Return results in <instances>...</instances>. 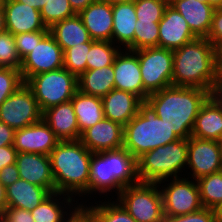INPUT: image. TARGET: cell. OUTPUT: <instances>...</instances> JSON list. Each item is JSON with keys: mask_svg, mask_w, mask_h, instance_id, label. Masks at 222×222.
Instances as JSON below:
<instances>
[{"mask_svg": "<svg viewBox=\"0 0 222 222\" xmlns=\"http://www.w3.org/2000/svg\"><path fill=\"white\" fill-rule=\"evenodd\" d=\"M121 49L111 41L95 40L86 56L87 70L113 65L116 55Z\"/></svg>", "mask_w": 222, "mask_h": 222, "instance_id": "obj_32", "label": "cell"}, {"mask_svg": "<svg viewBox=\"0 0 222 222\" xmlns=\"http://www.w3.org/2000/svg\"><path fill=\"white\" fill-rule=\"evenodd\" d=\"M48 33L49 31H35L14 35L16 50L20 59L22 60L29 54L36 43H39Z\"/></svg>", "mask_w": 222, "mask_h": 222, "instance_id": "obj_40", "label": "cell"}, {"mask_svg": "<svg viewBox=\"0 0 222 222\" xmlns=\"http://www.w3.org/2000/svg\"><path fill=\"white\" fill-rule=\"evenodd\" d=\"M220 156H221V169H222V141L220 142Z\"/></svg>", "mask_w": 222, "mask_h": 222, "instance_id": "obj_57", "label": "cell"}, {"mask_svg": "<svg viewBox=\"0 0 222 222\" xmlns=\"http://www.w3.org/2000/svg\"><path fill=\"white\" fill-rule=\"evenodd\" d=\"M49 33L64 52L68 48L92 40L78 14L55 23L49 28Z\"/></svg>", "mask_w": 222, "mask_h": 222, "instance_id": "obj_28", "label": "cell"}, {"mask_svg": "<svg viewBox=\"0 0 222 222\" xmlns=\"http://www.w3.org/2000/svg\"><path fill=\"white\" fill-rule=\"evenodd\" d=\"M83 204L85 203L81 202L76 205L72 212L65 218L64 222H96L93 212L86 204Z\"/></svg>", "mask_w": 222, "mask_h": 222, "instance_id": "obj_44", "label": "cell"}, {"mask_svg": "<svg viewBox=\"0 0 222 222\" xmlns=\"http://www.w3.org/2000/svg\"><path fill=\"white\" fill-rule=\"evenodd\" d=\"M116 201L136 222H163V198L158 183L139 182L122 189Z\"/></svg>", "mask_w": 222, "mask_h": 222, "instance_id": "obj_7", "label": "cell"}, {"mask_svg": "<svg viewBox=\"0 0 222 222\" xmlns=\"http://www.w3.org/2000/svg\"><path fill=\"white\" fill-rule=\"evenodd\" d=\"M115 89L130 92L146 101L138 56L134 51L121 49L113 63Z\"/></svg>", "mask_w": 222, "mask_h": 222, "instance_id": "obj_14", "label": "cell"}, {"mask_svg": "<svg viewBox=\"0 0 222 222\" xmlns=\"http://www.w3.org/2000/svg\"><path fill=\"white\" fill-rule=\"evenodd\" d=\"M217 77L214 45L207 38H196L173 50L172 86L210 91Z\"/></svg>", "mask_w": 222, "mask_h": 222, "instance_id": "obj_4", "label": "cell"}, {"mask_svg": "<svg viewBox=\"0 0 222 222\" xmlns=\"http://www.w3.org/2000/svg\"><path fill=\"white\" fill-rule=\"evenodd\" d=\"M169 5L187 21L197 38H207L211 27L214 8L198 0H169Z\"/></svg>", "mask_w": 222, "mask_h": 222, "instance_id": "obj_22", "label": "cell"}, {"mask_svg": "<svg viewBox=\"0 0 222 222\" xmlns=\"http://www.w3.org/2000/svg\"><path fill=\"white\" fill-rule=\"evenodd\" d=\"M112 13V42L120 48L134 51V32L137 23L134 2L112 5Z\"/></svg>", "mask_w": 222, "mask_h": 222, "instance_id": "obj_24", "label": "cell"}, {"mask_svg": "<svg viewBox=\"0 0 222 222\" xmlns=\"http://www.w3.org/2000/svg\"><path fill=\"white\" fill-rule=\"evenodd\" d=\"M59 141L49 125L41 119L30 126L15 130L13 147L17 153L27 152L49 156Z\"/></svg>", "mask_w": 222, "mask_h": 222, "instance_id": "obj_15", "label": "cell"}, {"mask_svg": "<svg viewBox=\"0 0 222 222\" xmlns=\"http://www.w3.org/2000/svg\"><path fill=\"white\" fill-rule=\"evenodd\" d=\"M74 199L75 197L65 193H51L30 212L35 222H64L76 207L75 205L79 204Z\"/></svg>", "mask_w": 222, "mask_h": 222, "instance_id": "obj_26", "label": "cell"}, {"mask_svg": "<svg viewBox=\"0 0 222 222\" xmlns=\"http://www.w3.org/2000/svg\"><path fill=\"white\" fill-rule=\"evenodd\" d=\"M80 134L104 118L103 104L100 97L86 95L79 90L71 99Z\"/></svg>", "mask_w": 222, "mask_h": 222, "instance_id": "obj_29", "label": "cell"}, {"mask_svg": "<svg viewBox=\"0 0 222 222\" xmlns=\"http://www.w3.org/2000/svg\"><path fill=\"white\" fill-rule=\"evenodd\" d=\"M198 1H201V2H204V3H208V0H198Z\"/></svg>", "mask_w": 222, "mask_h": 222, "instance_id": "obj_58", "label": "cell"}, {"mask_svg": "<svg viewBox=\"0 0 222 222\" xmlns=\"http://www.w3.org/2000/svg\"><path fill=\"white\" fill-rule=\"evenodd\" d=\"M139 182L138 159L126 148L92 153L88 197L89 194L90 197L94 193L101 196L112 191L118 195L125 187Z\"/></svg>", "mask_w": 222, "mask_h": 222, "instance_id": "obj_2", "label": "cell"}, {"mask_svg": "<svg viewBox=\"0 0 222 222\" xmlns=\"http://www.w3.org/2000/svg\"><path fill=\"white\" fill-rule=\"evenodd\" d=\"M103 1H106L110 3L111 5H115V4L124 3V2H134L135 0H103Z\"/></svg>", "mask_w": 222, "mask_h": 222, "instance_id": "obj_56", "label": "cell"}, {"mask_svg": "<svg viewBox=\"0 0 222 222\" xmlns=\"http://www.w3.org/2000/svg\"><path fill=\"white\" fill-rule=\"evenodd\" d=\"M42 119L60 141L79 140L81 137L71 100L44 110Z\"/></svg>", "mask_w": 222, "mask_h": 222, "instance_id": "obj_21", "label": "cell"}, {"mask_svg": "<svg viewBox=\"0 0 222 222\" xmlns=\"http://www.w3.org/2000/svg\"><path fill=\"white\" fill-rule=\"evenodd\" d=\"M94 1L96 0H69V3L74 12L78 14L83 9H86Z\"/></svg>", "mask_w": 222, "mask_h": 222, "instance_id": "obj_50", "label": "cell"}, {"mask_svg": "<svg viewBox=\"0 0 222 222\" xmlns=\"http://www.w3.org/2000/svg\"><path fill=\"white\" fill-rule=\"evenodd\" d=\"M7 207L6 187L0 182V215Z\"/></svg>", "mask_w": 222, "mask_h": 222, "instance_id": "obj_51", "label": "cell"}, {"mask_svg": "<svg viewBox=\"0 0 222 222\" xmlns=\"http://www.w3.org/2000/svg\"><path fill=\"white\" fill-rule=\"evenodd\" d=\"M209 97L222 109V75H218L212 84Z\"/></svg>", "mask_w": 222, "mask_h": 222, "instance_id": "obj_48", "label": "cell"}, {"mask_svg": "<svg viewBox=\"0 0 222 222\" xmlns=\"http://www.w3.org/2000/svg\"><path fill=\"white\" fill-rule=\"evenodd\" d=\"M107 200L87 206L93 212L96 222H136L116 200Z\"/></svg>", "mask_w": 222, "mask_h": 222, "instance_id": "obj_33", "label": "cell"}, {"mask_svg": "<svg viewBox=\"0 0 222 222\" xmlns=\"http://www.w3.org/2000/svg\"><path fill=\"white\" fill-rule=\"evenodd\" d=\"M64 51L48 33L32 51L21 60V76L24 83L31 77L40 73L63 68Z\"/></svg>", "mask_w": 222, "mask_h": 222, "instance_id": "obj_12", "label": "cell"}, {"mask_svg": "<svg viewBox=\"0 0 222 222\" xmlns=\"http://www.w3.org/2000/svg\"><path fill=\"white\" fill-rule=\"evenodd\" d=\"M187 166L191 171L188 177L194 180L222 171L220 142L189 137Z\"/></svg>", "mask_w": 222, "mask_h": 222, "instance_id": "obj_13", "label": "cell"}, {"mask_svg": "<svg viewBox=\"0 0 222 222\" xmlns=\"http://www.w3.org/2000/svg\"><path fill=\"white\" fill-rule=\"evenodd\" d=\"M40 13L47 28L76 14L69 0H47Z\"/></svg>", "mask_w": 222, "mask_h": 222, "instance_id": "obj_35", "label": "cell"}, {"mask_svg": "<svg viewBox=\"0 0 222 222\" xmlns=\"http://www.w3.org/2000/svg\"><path fill=\"white\" fill-rule=\"evenodd\" d=\"M51 193L43 187L19 179L6 187L8 207L32 211Z\"/></svg>", "mask_w": 222, "mask_h": 222, "instance_id": "obj_27", "label": "cell"}, {"mask_svg": "<svg viewBox=\"0 0 222 222\" xmlns=\"http://www.w3.org/2000/svg\"><path fill=\"white\" fill-rule=\"evenodd\" d=\"M134 52L138 56L143 87L149 94L172 86L173 50L152 47Z\"/></svg>", "mask_w": 222, "mask_h": 222, "instance_id": "obj_9", "label": "cell"}, {"mask_svg": "<svg viewBox=\"0 0 222 222\" xmlns=\"http://www.w3.org/2000/svg\"><path fill=\"white\" fill-rule=\"evenodd\" d=\"M191 136L222 141V109L210 97L199 110Z\"/></svg>", "mask_w": 222, "mask_h": 222, "instance_id": "obj_25", "label": "cell"}, {"mask_svg": "<svg viewBox=\"0 0 222 222\" xmlns=\"http://www.w3.org/2000/svg\"><path fill=\"white\" fill-rule=\"evenodd\" d=\"M180 139L147 102L139 105V111L125 126L123 147L137 159L144 153Z\"/></svg>", "mask_w": 222, "mask_h": 222, "instance_id": "obj_5", "label": "cell"}, {"mask_svg": "<svg viewBox=\"0 0 222 222\" xmlns=\"http://www.w3.org/2000/svg\"><path fill=\"white\" fill-rule=\"evenodd\" d=\"M207 39L214 46L222 41V8L214 9Z\"/></svg>", "mask_w": 222, "mask_h": 222, "instance_id": "obj_43", "label": "cell"}, {"mask_svg": "<svg viewBox=\"0 0 222 222\" xmlns=\"http://www.w3.org/2000/svg\"><path fill=\"white\" fill-rule=\"evenodd\" d=\"M95 40H91L90 42L75 45L71 48H68L64 52V65L63 67L67 69L70 73H73L77 77H79L83 72L87 70V58L88 52L92 43Z\"/></svg>", "mask_w": 222, "mask_h": 222, "instance_id": "obj_34", "label": "cell"}, {"mask_svg": "<svg viewBox=\"0 0 222 222\" xmlns=\"http://www.w3.org/2000/svg\"><path fill=\"white\" fill-rule=\"evenodd\" d=\"M0 222H35V220L28 210L7 207L0 215Z\"/></svg>", "mask_w": 222, "mask_h": 222, "instance_id": "obj_42", "label": "cell"}, {"mask_svg": "<svg viewBox=\"0 0 222 222\" xmlns=\"http://www.w3.org/2000/svg\"><path fill=\"white\" fill-rule=\"evenodd\" d=\"M208 98L209 91L202 88L170 86L149 94L146 101L180 139H188Z\"/></svg>", "mask_w": 222, "mask_h": 222, "instance_id": "obj_1", "label": "cell"}, {"mask_svg": "<svg viewBox=\"0 0 222 222\" xmlns=\"http://www.w3.org/2000/svg\"><path fill=\"white\" fill-rule=\"evenodd\" d=\"M78 15L92 40L112 42L113 13L110 3L96 0Z\"/></svg>", "mask_w": 222, "mask_h": 222, "instance_id": "obj_20", "label": "cell"}, {"mask_svg": "<svg viewBox=\"0 0 222 222\" xmlns=\"http://www.w3.org/2000/svg\"><path fill=\"white\" fill-rule=\"evenodd\" d=\"M17 150L13 145L0 147V170L16 162Z\"/></svg>", "mask_w": 222, "mask_h": 222, "instance_id": "obj_46", "label": "cell"}, {"mask_svg": "<svg viewBox=\"0 0 222 222\" xmlns=\"http://www.w3.org/2000/svg\"><path fill=\"white\" fill-rule=\"evenodd\" d=\"M4 31H6L5 11L1 2L0 3V33Z\"/></svg>", "mask_w": 222, "mask_h": 222, "instance_id": "obj_53", "label": "cell"}, {"mask_svg": "<svg viewBox=\"0 0 222 222\" xmlns=\"http://www.w3.org/2000/svg\"><path fill=\"white\" fill-rule=\"evenodd\" d=\"M124 126L103 118L86 129L80 137L81 143L92 153L123 147Z\"/></svg>", "mask_w": 222, "mask_h": 222, "instance_id": "obj_16", "label": "cell"}, {"mask_svg": "<svg viewBox=\"0 0 222 222\" xmlns=\"http://www.w3.org/2000/svg\"><path fill=\"white\" fill-rule=\"evenodd\" d=\"M187 155L188 139H178L144 153L138 158L140 181L158 183L181 177L187 167Z\"/></svg>", "mask_w": 222, "mask_h": 222, "instance_id": "obj_6", "label": "cell"}, {"mask_svg": "<svg viewBox=\"0 0 222 222\" xmlns=\"http://www.w3.org/2000/svg\"><path fill=\"white\" fill-rule=\"evenodd\" d=\"M163 183L165 185H162L160 190L163 198L164 217L190 214L203 207L196 180L194 181L192 178L190 180L189 177L184 176L158 182L160 186Z\"/></svg>", "mask_w": 222, "mask_h": 222, "instance_id": "obj_10", "label": "cell"}, {"mask_svg": "<svg viewBox=\"0 0 222 222\" xmlns=\"http://www.w3.org/2000/svg\"><path fill=\"white\" fill-rule=\"evenodd\" d=\"M22 84H24V81L20 70L0 67V105Z\"/></svg>", "mask_w": 222, "mask_h": 222, "instance_id": "obj_39", "label": "cell"}, {"mask_svg": "<svg viewBox=\"0 0 222 222\" xmlns=\"http://www.w3.org/2000/svg\"><path fill=\"white\" fill-rule=\"evenodd\" d=\"M203 207L214 209L222 203V171L196 180Z\"/></svg>", "mask_w": 222, "mask_h": 222, "instance_id": "obj_31", "label": "cell"}, {"mask_svg": "<svg viewBox=\"0 0 222 222\" xmlns=\"http://www.w3.org/2000/svg\"><path fill=\"white\" fill-rule=\"evenodd\" d=\"M215 67L218 75H222V41L214 46Z\"/></svg>", "mask_w": 222, "mask_h": 222, "instance_id": "obj_49", "label": "cell"}, {"mask_svg": "<svg viewBox=\"0 0 222 222\" xmlns=\"http://www.w3.org/2000/svg\"><path fill=\"white\" fill-rule=\"evenodd\" d=\"M15 164L20 179L46 188L50 193H55V182L48 155L20 152L17 153Z\"/></svg>", "mask_w": 222, "mask_h": 222, "instance_id": "obj_19", "label": "cell"}, {"mask_svg": "<svg viewBox=\"0 0 222 222\" xmlns=\"http://www.w3.org/2000/svg\"><path fill=\"white\" fill-rule=\"evenodd\" d=\"M15 130L0 121V147L13 145Z\"/></svg>", "mask_w": 222, "mask_h": 222, "instance_id": "obj_47", "label": "cell"}, {"mask_svg": "<svg viewBox=\"0 0 222 222\" xmlns=\"http://www.w3.org/2000/svg\"><path fill=\"white\" fill-rule=\"evenodd\" d=\"M25 83L33 91L42 112L70 101L78 91V77L64 67L31 76Z\"/></svg>", "mask_w": 222, "mask_h": 222, "instance_id": "obj_8", "label": "cell"}, {"mask_svg": "<svg viewBox=\"0 0 222 222\" xmlns=\"http://www.w3.org/2000/svg\"><path fill=\"white\" fill-rule=\"evenodd\" d=\"M19 171L15 163L7 165L0 170V182L8 187L19 180Z\"/></svg>", "mask_w": 222, "mask_h": 222, "instance_id": "obj_45", "label": "cell"}, {"mask_svg": "<svg viewBox=\"0 0 222 222\" xmlns=\"http://www.w3.org/2000/svg\"><path fill=\"white\" fill-rule=\"evenodd\" d=\"M91 157L80 140L59 141L49 154L55 192L87 197Z\"/></svg>", "mask_w": 222, "mask_h": 222, "instance_id": "obj_3", "label": "cell"}, {"mask_svg": "<svg viewBox=\"0 0 222 222\" xmlns=\"http://www.w3.org/2000/svg\"><path fill=\"white\" fill-rule=\"evenodd\" d=\"M42 111L33 91L22 84L0 105V121L14 130H19L39 122Z\"/></svg>", "mask_w": 222, "mask_h": 222, "instance_id": "obj_11", "label": "cell"}, {"mask_svg": "<svg viewBox=\"0 0 222 222\" xmlns=\"http://www.w3.org/2000/svg\"><path fill=\"white\" fill-rule=\"evenodd\" d=\"M16 1L34 7L35 9L40 11L43 8V6H45L47 0H16Z\"/></svg>", "mask_w": 222, "mask_h": 222, "instance_id": "obj_52", "label": "cell"}, {"mask_svg": "<svg viewBox=\"0 0 222 222\" xmlns=\"http://www.w3.org/2000/svg\"><path fill=\"white\" fill-rule=\"evenodd\" d=\"M6 31L13 35L35 31H49L39 10L16 0H2Z\"/></svg>", "mask_w": 222, "mask_h": 222, "instance_id": "obj_17", "label": "cell"}, {"mask_svg": "<svg viewBox=\"0 0 222 222\" xmlns=\"http://www.w3.org/2000/svg\"><path fill=\"white\" fill-rule=\"evenodd\" d=\"M208 4L211 5L214 9L222 8V0H208Z\"/></svg>", "mask_w": 222, "mask_h": 222, "instance_id": "obj_55", "label": "cell"}, {"mask_svg": "<svg viewBox=\"0 0 222 222\" xmlns=\"http://www.w3.org/2000/svg\"><path fill=\"white\" fill-rule=\"evenodd\" d=\"M196 38L184 17L168 4L159 21L158 47L175 50Z\"/></svg>", "mask_w": 222, "mask_h": 222, "instance_id": "obj_18", "label": "cell"}, {"mask_svg": "<svg viewBox=\"0 0 222 222\" xmlns=\"http://www.w3.org/2000/svg\"><path fill=\"white\" fill-rule=\"evenodd\" d=\"M0 67L20 70L21 59L18 56L14 35L8 31L0 33Z\"/></svg>", "mask_w": 222, "mask_h": 222, "instance_id": "obj_38", "label": "cell"}, {"mask_svg": "<svg viewBox=\"0 0 222 222\" xmlns=\"http://www.w3.org/2000/svg\"><path fill=\"white\" fill-rule=\"evenodd\" d=\"M104 117L125 126L139 111L143 102L138 96L123 90L112 89L101 98Z\"/></svg>", "mask_w": 222, "mask_h": 222, "instance_id": "obj_23", "label": "cell"}, {"mask_svg": "<svg viewBox=\"0 0 222 222\" xmlns=\"http://www.w3.org/2000/svg\"><path fill=\"white\" fill-rule=\"evenodd\" d=\"M159 22L137 21L134 32V51L158 47Z\"/></svg>", "mask_w": 222, "mask_h": 222, "instance_id": "obj_36", "label": "cell"}, {"mask_svg": "<svg viewBox=\"0 0 222 222\" xmlns=\"http://www.w3.org/2000/svg\"><path fill=\"white\" fill-rule=\"evenodd\" d=\"M169 0H135L137 21L159 22Z\"/></svg>", "mask_w": 222, "mask_h": 222, "instance_id": "obj_37", "label": "cell"}, {"mask_svg": "<svg viewBox=\"0 0 222 222\" xmlns=\"http://www.w3.org/2000/svg\"><path fill=\"white\" fill-rule=\"evenodd\" d=\"M163 222H216V218L214 209L202 207L190 214L164 217Z\"/></svg>", "mask_w": 222, "mask_h": 222, "instance_id": "obj_41", "label": "cell"}, {"mask_svg": "<svg viewBox=\"0 0 222 222\" xmlns=\"http://www.w3.org/2000/svg\"><path fill=\"white\" fill-rule=\"evenodd\" d=\"M216 222H222V203L214 208Z\"/></svg>", "mask_w": 222, "mask_h": 222, "instance_id": "obj_54", "label": "cell"}, {"mask_svg": "<svg viewBox=\"0 0 222 222\" xmlns=\"http://www.w3.org/2000/svg\"><path fill=\"white\" fill-rule=\"evenodd\" d=\"M112 89H115L113 65L86 70L78 77V90L83 94L102 98Z\"/></svg>", "mask_w": 222, "mask_h": 222, "instance_id": "obj_30", "label": "cell"}]
</instances>
